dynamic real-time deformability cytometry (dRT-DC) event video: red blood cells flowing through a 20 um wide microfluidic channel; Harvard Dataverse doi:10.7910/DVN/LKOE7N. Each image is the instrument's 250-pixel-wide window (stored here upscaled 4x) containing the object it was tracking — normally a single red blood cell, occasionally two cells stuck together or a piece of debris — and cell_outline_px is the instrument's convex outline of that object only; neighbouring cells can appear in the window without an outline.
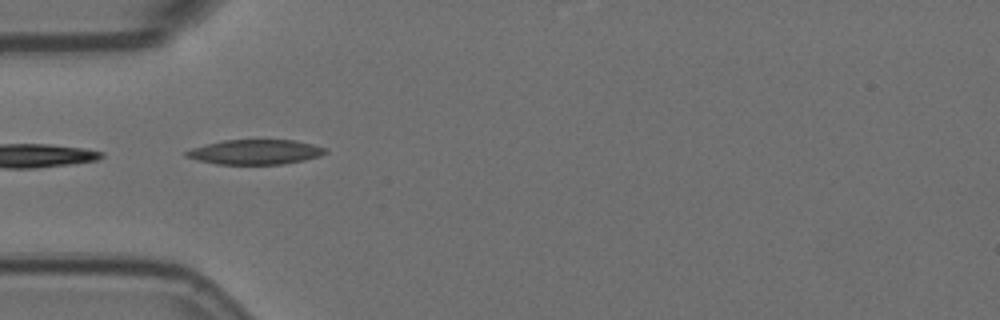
{"species": "Egyptian fruit bat (a non-hibernating species)", "species_latin": "Rousettus aegyptiacus", "temperature_condition": "room temperature", "stored_images_in_passage": 11, "camera_frame_rate_fps": 3000, "um_per_image_px": 0.085, "animal": {"sex": "female"}, "frame": {"image": 1, "passage_image": 1, "time_ms": 0.0, "image_size_px": [1000, 320], "cell_outline_px": [[328, 152], [320, 156], [304, 160], [284, 164], [216, 164], [196, 160], [184, 156], [184, 152], [192, 148], [224, 140], [296, 140], [328, 148]], "centroid_in_image_um": [21.72, 12.92], "position_along_channel_um": 63.3, "area_um2": 20.17}}
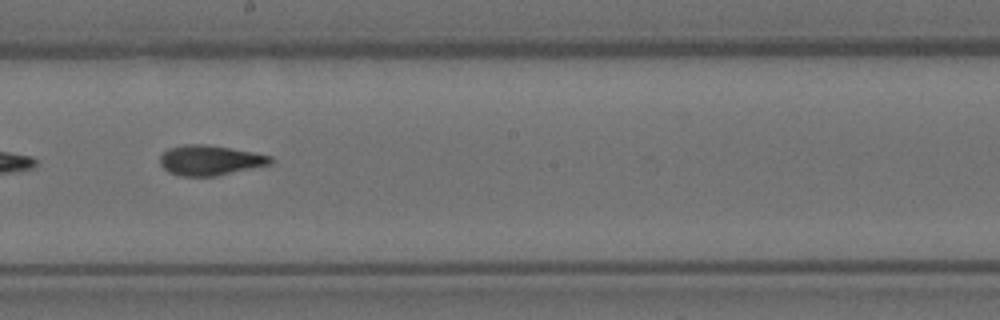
{"frame": {"image": 2, "passage_image": 5, "time_ms": 1.333, "image_size_px": [1000, 320], "cell_outline_px": [[272, 160], [268, 164], [216, 176], [180, 176], [168, 172], [160, 164], [160, 156], [168, 148], [184, 144], [204, 144], [252, 152], [272, 156]], "centroid_in_image_um": [17.79, 13.62], "position_along_channel_um": 230.4, "area_um2": 19.07}}
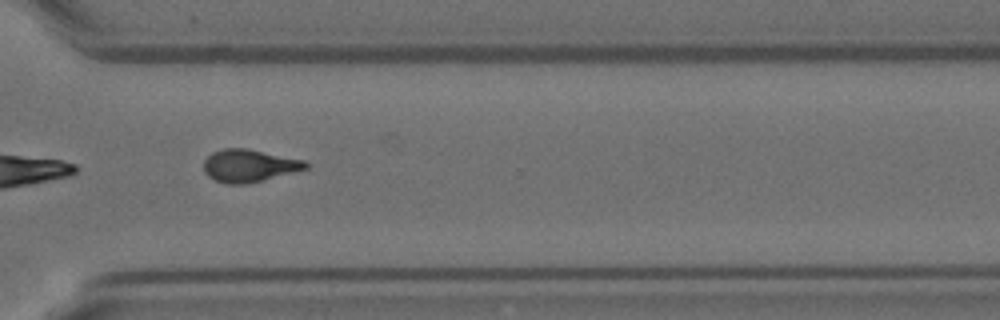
{"frame": {"image": 3, "passage_image": 8, "time_ms": 2.333, "image_size_px": [1000, 320], "cell_outline_px": [[308, 168], [244, 184], [228, 184], [216, 180], [208, 176], [204, 172], [204, 160], [212, 152], [224, 148], [248, 148], [304, 160], [308, 164]], "centroid_in_image_um": [21.14, 14.06], "position_along_channel_um": 349.5, "area_um2": 19.07}}